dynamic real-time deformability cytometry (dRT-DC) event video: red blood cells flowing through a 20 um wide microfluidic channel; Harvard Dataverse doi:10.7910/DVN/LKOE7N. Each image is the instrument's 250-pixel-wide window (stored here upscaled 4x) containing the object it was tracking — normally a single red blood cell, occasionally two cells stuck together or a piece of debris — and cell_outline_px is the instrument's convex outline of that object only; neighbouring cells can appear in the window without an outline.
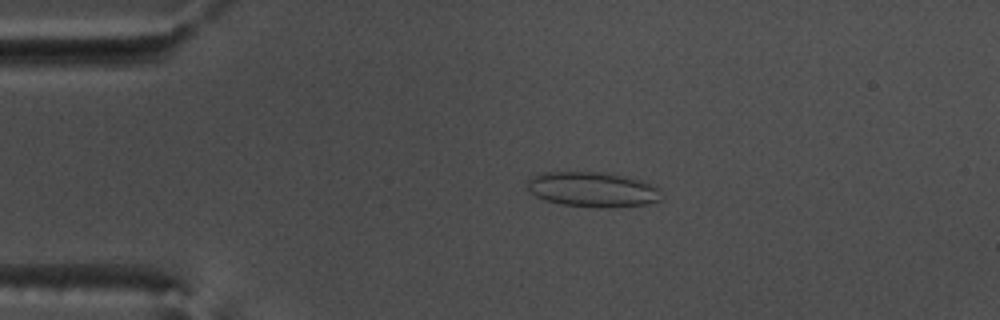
{"species": "common noctule bat (a hibernating species)", "species_latin": "Nyctalus noctula", "temperature_condition": "warm", "stored_images_in_passage": 53, "camera_frame_rate_fps": 3000, "um_per_image_px": 0.085, "animal": {"sex": "male", "body_mass_g": 17.5, "forearm_length_mm": 52.3}, "frame": {"image": 1, "passage_image": 11, "time_ms": 3.333, "image_size_px": [1000, 320], "cell_outline_px": [[660, 200], [648, 204], [612, 208], [592, 208], [560, 204], [544, 200], [528, 192], [528, 180], [532, 176], [540, 172], [604, 172], [644, 180], [656, 184], [660, 188]], "centroid_in_image_um": [50.4, 16.11], "position_along_channel_um": 34.6, "area_um2": 28.03}}
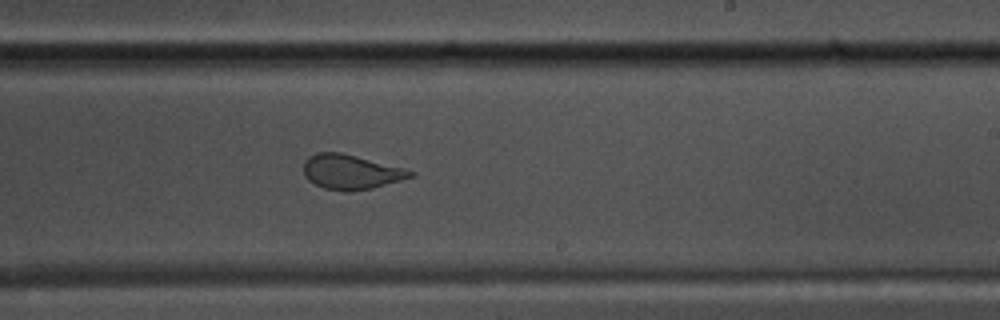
{"frame": {"image": 2, "passage_image": 32, "time_ms": 10.333, "image_size_px": [1000, 320], "cell_outline_px": [[416, 176], [372, 188], [348, 192], [344, 192], [324, 188], [308, 180], [304, 176], [304, 160], [308, 156], [316, 152], [340, 152], [404, 168], [416, 172]], "centroid_in_image_um": [29.82, 14.62], "position_along_channel_um": 259.2, "area_um2": 21.68}}
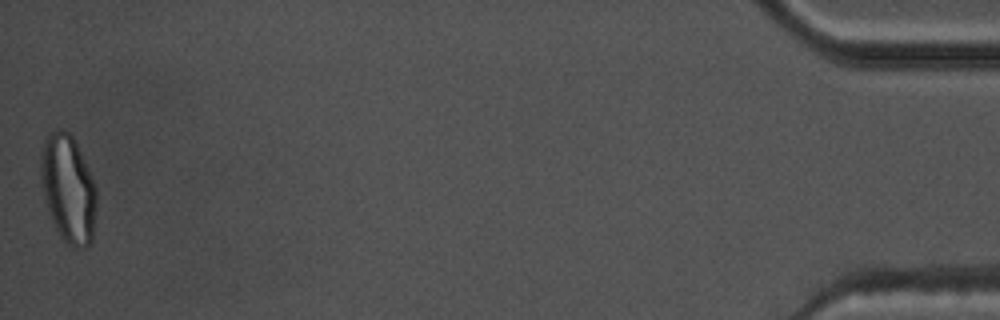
{"frame": {"image": 3, "passage_image": 53, "time_ms": 17.333, "image_size_px": [1000, 320], "cell_outline_px": [[96, 208], [92, 240], [88, 248], [72, 248], [60, 236], [48, 212], [40, 184], [40, 152], [44, 140], [48, 132], [56, 128], [64, 128], [72, 136], [84, 160], [96, 188]], "centroid_in_image_um": [5.76, 16.04], "position_along_channel_um": 429.4, "area_um2": 35.43}}